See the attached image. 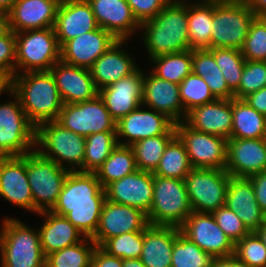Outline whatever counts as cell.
<instances>
[{
  "mask_svg": "<svg viewBox=\"0 0 266 267\" xmlns=\"http://www.w3.org/2000/svg\"><path fill=\"white\" fill-rule=\"evenodd\" d=\"M105 199V190L95 173L69 172L50 211L65 216L85 237L92 238Z\"/></svg>",
  "mask_w": 266,
  "mask_h": 267,
  "instance_id": "obj_1",
  "label": "cell"
},
{
  "mask_svg": "<svg viewBox=\"0 0 266 267\" xmlns=\"http://www.w3.org/2000/svg\"><path fill=\"white\" fill-rule=\"evenodd\" d=\"M188 0H171L153 19L141 24L140 38L150 59L190 49Z\"/></svg>",
  "mask_w": 266,
  "mask_h": 267,
  "instance_id": "obj_2",
  "label": "cell"
},
{
  "mask_svg": "<svg viewBox=\"0 0 266 267\" xmlns=\"http://www.w3.org/2000/svg\"><path fill=\"white\" fill-rule=\"evenodd\" d=\"M7 87L19 98L28 120L35 127L55 121L64 105L50 71L17 74Z\"/></svg>",
  "mask_w": 266,
  "mask_h": 267,
  "instance_id": "obj_3",
  "label": "cell"
},
{
  "mask_svg": "<svg viewBox=\"0 0 266 267\" xmlns=\"http://www.w3.org/2000/svg\"><path fill=\"white\" fill-rule=\"evenodd\" d=\"M0 229L1 267H45L37 228H30L19 218L5 217Z\"/></svg>",
  "mask_w": 266,
  "mask_h": 267,
  "instance_id": "obj_4",
  "label": "cell"
},
{
  "mask_svg": "<svg viewBox=\"0 0 266 267\" xmlns=\"http://www.w3.org/2000/svg\"><path fill=\"white\" fill-rule=\"evenodd\" d=\"M86 137L62 127L56 120L36 127L35 150L70 172H82Z\"/></svg>",
  "mask_w": 266,
  "mask_h": 267,
  "instance_id": "obj_5",
  "label": "cell"
},
{
  "mask_svg": "<svg viewBox=\"0 0 266 267\" xmlns=\"http://www.w3.org/2000/svg\"><path fill=\"white\" fill-rule=\"evenodd\" d=\"M192 212L184 180L153 174V202L147 214L150 225L180 227Z\"/></svg>",
  "mask_w": 266,
  "mask_h": 267,
  "instance_id": "obj_6",
  "label": "cell"
},
{
  "mask_svg": "<svg viewBox=\"0 0 266 267\" xmlns=\"http://www.w3.org/2000/svg\"><path fill=\"white\" fill-rule=\"evenodd\" d=\"M2 93L12 98L0 103V157L23 156L35 149L36 127L28 120L19 98L8 87L0 97Z\"/></svg>",
  "mask_w": 266,
  "mask_h": 267,
  "instance_id": "obj_7",
  "label": "cell"
},
{
  "mask_svg": "<svg viewBox=\"0 0 266 267\" xmlns=\"http://www.w3.org/2000/svg\"><path fill=\"white\" fill-rule=\"evenodd\" d=\"M255 17V13L244 0L213 1L211 49L235 48L241 50Z\"/></svg>",
  "mask_w": 266,
  "mask_h": 267,
  "instance_id": "obj_8",
  "label": "cell"
},
{
  "mask_svg": "<svg viewBox=\"0 0 266 267\" xmlns=\"http://www.w3.org/2000/svg\"><path fill=\"white\" fill-rule=\"evenodd\" d=\"M15 75L49 71L60 61V45L53 27L15 33Z\"/></svg>",
  "mask_w": 266,
  "mask_h": 267,
  "instance_id": "obj_9",
  "label": "cell"
},
{
  "mask_svg": "<svg viewBox=\"0 0 266 267\" xmlns=\"http://www.w3.org/2000/svg\"><path fill=\"white\" fill-rule=\"evenodd\" d=\"M69 172L35 149L26 154V173L33 196L35 215L53 208Z\"/></svg>",
  "mask_w": 266,
  "mask_h": 267,
  "instance_id": "obj_10",
  "label": "cell"
},
{
  "mask_svg": "<svg viewBox=\"0 0 266 267\" xmlns=\"http://www.w3.org/2000/svg\"><path fill=\"white\" fill-rule=\"evenodd\" d=\"M229 180L225 169L193 168L184 179L192 210L213 213L224 206Z\"/></svg>",
  "mask_w": 266,
  "mask_h": 267,
  "instance_id": "obj_11",
  "label": "cell"
},
{
  "mask_svg": "<svg viewBox=\"0 0 266 267\" xmlns=\"http://www.w3.org/2000/svg\"><path fill=\"white\" fill-rule=\"evenodd\" d=\"M56 121L62 127L85 137L100 132H116V121L99 95L90 101L64 104Z\"/></svg>",
  "mask_w": 266,
  "mask_h": 267,
  "instance_id": "obj_12",
  "label": "cell"
},
{
  "mask_svg": "<svg viewBox=\"0 0 266 267\" xmlns=\"http://www.w3.org/2000/svg\"><path fill=\"white\" fill-rule=\"evenodd\" d=\"M174 126L193 168L225 169L227 152L225 138L194 130L184 121Z\"/></svg>",
  "mask_w": 266,
  "mask_h": 267,
  "instance_id": "obj_13",
  "label": "cell"
},
{
  "mask_svg": "<svg viewBox=\"0 0 266 267\" xmlns=\"http://www.w3.org/2000/svg\"><path fill=\"white\" fill-rule=\"evenodd\" d=\"M179 228L185 237L214 258L234 255L235 244L218 226L212 213L193 211Z\"/></svg>",
  "mask_w": 266,
  "mask_h": 267,
  "instance_id": "obj_14",
  "label": "cell"
},
{
  "mask_svg": "<svg viewBox=\"0 0 266 267\" xmlns=\"http://www.w3.org/2000/svg\"><path fill=\"white\" fill-rule=\"evenodd\" d=\"M149 225L147 214L142 210L105 199L97 230L91 239L97 246H101L109 238L144 231Z\"/></svg>",
  "mask_w": 266,
  "mask_h": 267,
  "instance_id": "obj_15",
  "label": "cell"
},
{
  "mask_svg": "<svg viewBox=\"0 0 266 267\" xmlns=\"http://www.w3.org/2000/svg\"><path fill=\"white\" fill-rule=\"evenodd\" d=\"M143 105L116 122V137L120 145L166 134L174 123L164 114ZM124 140V141H123Z\"/></svg>",
  "mask_w": 266,
  "mask_h": 267,
  "instance_id": "obj_16",
  "label": "cell"
},
{
  "mask_svg": "<svg viewBox=\"0 0 266 267\" xmlns=\"http://www.w3.org/2000/svg\"><path fill=\"white\" fill-rule=\"evenodd\" d=\"M0 197L34 214V201L26 173V154L0 157Z\"/></svg>",
  "mask_w": 266,
  "mask_h": 267,
  "instance_id": "obj_17",
  "label": "cell"
},
{
  "mask_svg": "<svg viewBox=\"0 0 266 267\" xmlns=\"http://www.w3.org/2000/svg\"><path fill=\"white\" fill-rule=\"evenodd\" d=\"M144 70L140 67L119 81L99 90L111 117L117 122L142 105Z\"/></svg>",
  "mask_w": 266,
  "mask_h": 267,
  "instance_id": "obj_18",
  "label": "cell"
},
{
  "mask_svg": "<svg viewBox=\"0 0 266 267\" xmlns=\"http://www.w3.org/2000/svg\"><path fill=\"white\" fill-rule=\"evenodd\" d=\"M142 105L164 114L174 124L184 121L187 113L181 103L179 84L144 71Z\"/></svg>",
  "mask_w": 266,
  "mask_h": 267,
  "instance_id": "obj_19",
  "label": "cell"
},
{
  "mask_svg": "<svg viewBox=\"0 0 266 267\" xmlns=\"http://www.w3.org/2000/svg\"><path fill=\"white\" fill-rule=\"evenodd\" d=\"M104 190L107 200L148 214L153 202V172L136 170L108 184Z\"/></svg>",
  "mask_w": 266,
  "mask_h": 267,
  "instance_id": "obj_20",
  "label": "cell"
},
{
  "mask_svg": "<svg viewBox=\"0 0 266 267\" xmlns=\"http://www.w3.org/2000/svg\"><path fill=\"white\" fill-rule=\"evenodd\" d=\"M118 39L102 28L79 35L60 47V61L89 69Z\"/></svg>",
  "mask_w": 266,
  "mask_h": 267,
  "instance_id": "obj_21",
  "label": "cell"
},
{
  "mask_svg": "<svg viewBox=\"0 0 266 267\" xmlns=\"http://www.w3.org/2000/svg\"><path fill=\"white\" fill-rule=\"evenodd\" d=\"M225 170L232 177L266 171V142L258 139H228Z\"/></svg>",
  "mask_w": 266,
  "mask_h": 267,
  "instance_id": "obj_22",
  "label": "cell"
},
{
  "mask_svg": "<svg viewBox=\"0 0 266 267\" xmlns=\"http://www.w3.org/2000/svg\"><path fill=\"white\" fill-rule=\"evenodd\" d=\"M98 26L118 40H129L138 33L141 24L126 0H87Z\"/></svg>",
  "mask_w": 266,
  "mask_h": 267,
  "instance_id": "obj_23",
  "label": "cell"
},
{
  "mask_svg": "<svg viewBox=\"0 0 266 267\" xmlns=\"http://www.w3.org/2000/svg\"><path fill=\"white\" fill-rule=\"evenodd\" d=\"M49 71L54 77L64 104L90 101L99 94L87 68L72 66L59 61Z\"/></svg>",
  "mask_w": 266,
  "mask_h": 267,
  "instance_id": "obj_24",
  "label": "cell"
},
{
  "mask_svg": "<svg viewBox=\"0 0 266 267\" xmlns=\"http://www.w3.org/2000/svg\"><path fill=\"white\" fill-rule=\"evenodd\" d=\"M128 40H118L105 53H103L89 68L91 77L98 90L119 81L135 72L136 64L132 53L129 54L125 45Z\"/></svg>",
  "mask_w": 266,
  "mask_h": 267,
  "instance_id": "obj_25",
  "label": "cell"
},
{
  "mask_svg": "<svg viewBox=\"0 0 266 267\" xmlns=\"http://www.w3.org/2000/svg\"><path fill=\"white\" fill-rule=\"evenodd\" d=\"M53 28L61 47L65 42L99 26L87 0H61Z\"/></svg>",
  "mask_w": 266,
  "mask_h": 267,
  "instance_id": "obj_26",
  "label": "cell"
},
{
  "mask_svg": "<svg viewBox=\"0 0 266 267\" xmlns=\"http://www.w3.org/2000/svg\"><path fill=\"white\" fill-rule=\"evenodd\" d=\"M184 122L194 130L230 139L232 132V99L196 106L187 112Z\"/></svg>",
  "mask_w": 266,
  "mask_h": 267,
  "instance_id": "obj_27",
  "label": "cell"
},
{
  "mask_svg": "<svg viewBox=\"0 0 266 267\" xmlns=\"http://www.w3.org/2000/svg\"><path fill=\"white\" fill-rule=\"evenodd\" d=\"M61 0H17L8 12L10 29L15 32L54 27Z\"/></svg>",
  "mask_w": 266,
  "mask_h": 267,
  "instance_id": "obj_28",
  "label": "cell"
},
{
  "mask_svg": "<svg viewBox=\"0 0 266 267\" xmlns=\"http://www.w3.org/2000/svg\"><path fill=\"white\" fill-rule=\"evenodd\" d=\"M225 205L236 213L250 232H256L266 218L255 199L253 184L246 177L230 176Z\"/></svg>",
  "mask_w": 266,
  "mask_h": 267,
  "instance_id": "obj_29",
  "label": "cell"
},
{
  "mask_svg": "<svg viewBox=\"0 0 266 267\" xmlns=\"http://www.w3.org/2000/svg\"><path fill=\"white\" fill-rule=\"evenodd\" d=\"M44 218L38 232L44 255L77 244L86 237L65 216L53 213L50 210L37 214Z\"/></svg>",
  "mask_w": 266,
  "mask_h": 267,
  "instance_id": "obj_30",
  "label": "cell"
},
{
  "mask_svg": "<svg viewBox=\"0 0 266 267\" xmlns=\"http://www.w3.org/2000/svg\"><path fill=\"white\" fill-rule=\"evenodd\" d=\"M179 231V227L149 225L144 230L142 263L146 267H171L172 250Z\"/></svg>",
  "mask_w": 266,
  "mask_h": 267,
  "instance_id": "obj_31",
  "label": "cell"
},
{
  "mask_svg": "<svg viewBox=\"0 0 266 267\" xmlns=\"http://www.w3.org/2000/svg\"><path fill=\"white\" fill-rule=\"evenodd\" d=\"M188 0V35L190 50L211 49L213 1Z\"/></svg>",
  "mask_w": 266,
  "mask_h": 267,
  "instance_id": "obj_32",
  "label": "cell"
},
{
  "mask_svg": "<svg viewBox=\"0 0 266 267\" xmlns=\"http://www.w3.org/2000/svg\"><path fill=\"white\" fill-rule=\"evenodd\" d=\"M232 132L230 139L264 138L266 116L252 108L244 99L232 98Z\"/></svg>",
  "mask_w": 266,
  "mask_h": 267,
  "instance_id": "obj_33",
  "label": "cell"
},
{
  "mask_svg": "<svg viewBox=\"0 0 266 267\" xmlns=\"http://www.w3.org/2000/svg\"><path fill=\"white\" fill-rule=\"evenodd\" d=\"M192 72L203 78L216 99L234 98L214 55L208 49L192 50Z\"/></svg>",
  "mask_w": 266,
  "mask_h": 267,
  "instance_id": "obj_34",
  "label": "cell"
},
{
  "mask_svg": "<svg viewBox=\"0 0 266 267\" xmlns=\"http://www.w3.org/2000/svg\"><path fill=\"white\" fill-rule=\"evenodd\" d=\"M136 170L138 169L132 147L118 144L95 174L101 186L105 188Z\"/></svg>",
  "mask_w": 266,
  "mask_h": 267,
  "instance_id": "obj_35",
  "label": "cell"
},
{
  "mask_svg": "<svg viewBox=\"0 0 266 267\" xmlns=\"http://www.w3.org/2000/svg\"><path fill=\"white\" fill-rule=\"evenodd\" d=\"M193 169L183 142L175 135L161 157L154 175L184 180Z\"/></svg>",
  "mask_w": 266,
  "mask_h": 267,
  "instance_id": "obj_36",
  "label": "cell"
},
{
  "mask_svg": "<svg viewBox=\"0 0 266 267\" xmlns=\"http://www.w3.org/2000/svg\"><path fill=\"white\" fill-rule=\"evenodd\" d=\"M151 72L166 81L180 84L192 73V50L161 55L152 59Z\"/></svg>",
  "mask_w": 266,
  "mask_h": 267,
  "instance_id": "obj_37",
  "label": "cell"
},
{
  "mask_svg": "<svg viewBox=\"0 0 266 267\" xmlns=\"http://www.w3.org/2000/svg\"><path fill=\"white\" fill-rule=\"evenodd\" d=\"M176 135L175 126L166 134L137 141L131 145L138 170L154 172L158 167L164 150Z\"/></svg>",
  "mask_w": 266,
  "mask_h": 267,
  "instance_id": "obj_38",
  "label": "cell"
},
{
  "mask_svg": "<svg viewBox=\"0 0 266 267\" xmlns=\"http://www.w3.org/2000/svg\"><path fill=\"white\" fill-rule=\"evenodd\" d=\"M97 245L86 237L81 242L46 255L45 267H90Z\"/></svg>",
  "mask_w": 266,
  "mask_h": 267,
  "instance_id": "obj_39",
  "label": "cell"
},
{
  "mask_svg": "<svg viewBox=\"0 0 266 267\" xmlns=\"http://www.w3.org/2000/svg\"><path fill=\"white\" fill-rule=\"evenodd\" d=\"M117 145L116 132H100L88 135L82 172L95 173Z\"/></svg>",
  "mask_w": 266,
  "mask_h": 267,
  "instance_id": "obj_40",
  "label": "cell"
},
{
  "mask_svg": "<svg viewBox=\"0 0 266 267\" xmlns=\"http://www.w3.org/2000/svg\"><path fill=\"white\" fill-rule=\"evenodd\" d=\"M214 259L211 254L204 252L178 232L172 250L171 267H212Z\"/></svg>",
  "mask_w": 266,
  "mask_h": 267,
  "instance_id": "obj_41",
  "label": "cell"
},
{
  "mask_svg": "<svg viewBox=\"0 0 266 267\" xmlns=\"http://www.w3.org/2000/svg\"><path fill=\"white\" fill-rule=\"evenodd\" d=\"M208 50L214 55L228 88L235 93L239 88L246 61L241 50L235 48H213Z\"/></svg>",
  "mask_w": 266,
  "mask_h": 267,
  "instance_id": "obj_42",
  "label": "cell"
},
{
  "mask_svg": "<svg viewBox=\"0 0 266 267\" xmlns=\"http://www.w3.org/2000/svg\"><path fill=\"white\" fill-rule=\"evenodd\" d=\"M144 243V231L123 233L107 239L100 247L111 256L120 259L140 258Z\"/></svg>",
  "mask_w": 266,
  "mask_h": 267,
  "instance_id": "obj_43",
  "label": "cell"
},
{
  "mask_svg": "<svg viewBox=\"0 0 266 267\" xmlns=\"http://www.w3.org/2000/svg\"><path fill=\"white\" fill-rule=\"evenodd\" d=\"M179 91L181 103L186 113L196 106L216 100L203 78L193 72L179 84Z\"/></svg>",
  "mask_w": 266,
  "mask_h": 267,
  "instance_id": "obj_44",
  "label": "cell"
},
{
  "mask_svg": "<svg viewBox=\"0 0 266 267\" xmlns=\"http://www.w3.org/2000/svg\"><path fill=\"white\" fill-rule=\"evenodd\" d=\"M234 256L249 267H266V247L257 232L235 243Z\"/></svg>",
  "mask_w": 266,
  "mask_h": 267,
  "instance_id": "obj_45",
  "label": "cell"
},
{
  "mask_svg": "<svg viewBox=\"0 0 266 267\" xmlns=\"http://www.w3.org/2000/svg\"><path fill=\"white\" fill-rule=\"evenodd\" d=\"M241 52L245 60L266 61V17L251 22Z\"/></svg>",
  "mask_w": 266,
  "mask_h": 267,
  "instance_id": "obj_46",
  "label": "cell"
},
{
  "mask_svg": "<svg viewBox=\"0 0 266 267\" xmlns=\"http://www.w3.org/2000/svg\"><path fill=\"white\" fill-rule=\"evenodd\" d=\"M266 86V61L246 60L238 90L234 98L243 99L248 94Z\"/></svg>",
  "mask_w": 266,
  "mask_h": 267,
  "instance_id": "obj_47",
  "label": "cell"
},
{
  "mask_svg": "<svg viewBox=\"0 0 266 267\" xmlns=\"http://www.w3.org/2000/svg\"><path fill=\"white\" fill-rule=\"evenodd\" d=\"M212 214L218 226L233 241L234 244L250 233L236 213L226 205L219 207Z\"/></svg>",
  "mask_w": 266,
  "mask_h": 267,
  "instance_id": "obj_48",
  "label": "cell"
},
{
  "mask_svg": "<svg viewBox=\"0 0 266 267\" xmlns=\"http://www.w3.org/2000/svg\"><path fill=\"white\" fill-rule=\"evenodd\" d=\"M16 38L12 30L0 39V78L8 83L15 76Z\"/></svg>",
  "mask_w": 266,
  "mask_h": 267,
  "instance_id": "obj_49",
  "label": "cell"
},
{
  "mask_svg": "<svg viewBox=\"0 0 266 267\" xmlns=\"http://www.w3.org/2000/svg\"><path fill=\"white\" fill-rule=\"evenodd\" d=\"M171 0H126L137 21L153 19Z\"/></svg>",
  "mask_w": 266,
  "mask_h": 267,
  "instance_id": "obj_50",
  "label": "cell"
},
{
  "mask_svg": "<svg viewBox=\"0 0 266 267\" xmlns=\"http://www.w3.org/2000/svg\"><path fill=\"white\" fill-rule=\"evenodd\" d=\"M253 184L255 199L266 214V171L248 177Z\"/></svg>",
  "mask_w": 266,
  "mask_h": 267,
  "instance_id": "obj_51",
  "label": "cell"
},
{
  "mask_svg": "<svg viewBox=\"0 0 266 267\" xmlns=\"http://www.w3.org/2000/svg\"><path fill=\"white\" fill-rule=\"evenodd\" d=\"M90 267H122V259L109 255L100 246H97Z\"/></svg>",
  "mask_w": 266,
  "mask_h": 267,
  "instance_id": "obj_52",
  "label": "cell"
},
{
  "mask_svg": "<svg viewBox=\"0 0 266 267\" xmlns=\"http://www.w3.org/2000/svg\"><path fill=\"white\" fill-rule=\"evenodd\" d=\"M252 108L266 116V86L243 98Z\"/></svg>",
  "mask_w": 266,
  "mask_h": 267,
  "instance_id": "obj_53",
  "label": "cell"
},
{
  "mask_svg": "<svg viewBox=\"0 0 266 267\" xmlns=\"http://www.w3.org/2000/svg\"><path fill=\"white\" fill-rule=\"evenodd\" d=\"M212 267H249L239 261L234 255L228 257L215 258Z\"/></svg>",
  "mask_w": 266,
  "mask_h": 267,
  "instance_id": "obj_54",
  "label": "cell"
},
{
  "mask_svg": "<svg viewBox=\"0 0 266 267\" xmlns=\"http://www.w3.org/2000/svg\"><path fill=\"white\" fill-rule=\"evenodd\" d=\"M256 17H266V0H244Z\"/></svg>",
  "mask_w": 266,
  "mask_h": 267,
  "instance_id": "obj_55",
  "label": "cell"
},
{
  "mask_svg": "<svg viewBox=\"0 0 266 267\" xmlns=\"http://www.w3.org/2000/svg\"><path fill=\"white\" fill-rule=\"evenodd\" d=\"M10 31L11 29L8 13L0 11V39L6 36Z\"/></svg>",
  "mask_w": 266,
  "mask_h": 267,
  "instance_id": "obj_56",
  "label": "cell"
},
{
  "mask_svg": "<svg viewBox=\"0 0 266 267\" xmlns=\"http://www.w3.org/2000/svg\"><path fill=\"white\" fill-rule=\"evenodd\" d=\"M122 267H146L140 258L137 259H123Z\"/></svg>",
  "mask_w": 266,
  "mask_h": 267,
  "instance_id": "obj_57",
  "label": "cell"
},
{
  "mask_svg": "<svg viewBox=\"0 0 266 267\" xmlns=\"http://www.w3.org/2000/svg\"><path fill=\"white\" fill-rule=\"evenodd\" d=\"M17 0H0V11L8 13Z\"/></svg>",
  "mask_w": 266,
  "mask_h": 267,
  "instance_id": "obj_58",
  "label": "cell"
},
{
  "mask_svg": "<svg viewBox=\"0 0 266 267\" xmlns=\"http://www.w3.org/2000/svg\"><path fill=\"white\" fill-rule=\"evenodd\" d=\"M256 232L261 237V239L263 240L264 245L266 247V218H265L264 222L262 223V226Z\"/></svg>",
  "mask_w": 266,
  "mask_h": 267,
  "instance_id": "obj_59",
  "label": "cell"
},
{
  "mask_svg": "<svg viewBox=\"0 0 266 267\" xmlns=\"http://www.w3.org/2000/svg\"><path fill=\"white\" fill-rule=\"evenodd\" d=\"M7 87V83L0 78V93Z\"/></svg>",
  "mask_w": 266,
  "mask_h": 267,
  "instance_id": "obj_60",
  "label": "cell"
},
{
  "mask_svg": "<svg viewBox=\"0 0 266 267\" xmlns=\"http://www.w3.org/2000/svg\"><path fill=\"white\" fill-rule=\"evenodd\" d=\"M201 1H237V0H201Z\"/></svg>",
  "mask_w": 266,
  "mask_h": 267,
  "instance_id": "obj_61",
  "label": "cell"
}]
</instances>
